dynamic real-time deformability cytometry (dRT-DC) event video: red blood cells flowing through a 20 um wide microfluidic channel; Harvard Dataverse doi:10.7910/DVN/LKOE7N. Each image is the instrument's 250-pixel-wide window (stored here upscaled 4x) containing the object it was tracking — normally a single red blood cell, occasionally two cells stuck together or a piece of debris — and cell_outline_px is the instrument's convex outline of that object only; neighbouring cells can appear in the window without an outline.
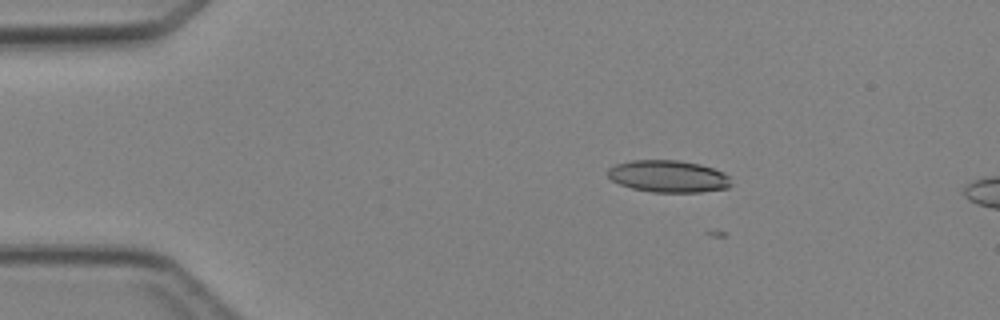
{"species": "Egyptian fruit bat (a non-hibernating species)", "species_latin": "Rousettus aegyptiacus", "temperature_condition": "cold", "stored_images_in_passage": 4, "camera_frame_rate_fps": 3000, "um_per_image_px": 0.085, "animal": {"sex": "female"}, "frame": {"image": 1, "passage_image": 2, "time_ms": 1.333, "image_size_px": [1000, 320], "cell_outline_px": [[732, 184], [728, 188], [700, 192], [652, 192], [632, 188], [620, 184], [612, 180], [608, 176], [608, 168], [616, 164], [632, 160], [680, 160], [700, 164], [724, 172], [728, 176]], "centroid_in_image_um": [56.82, 14.98], "position_along_channel_um": 28.2, "area_um2": 23.06}}